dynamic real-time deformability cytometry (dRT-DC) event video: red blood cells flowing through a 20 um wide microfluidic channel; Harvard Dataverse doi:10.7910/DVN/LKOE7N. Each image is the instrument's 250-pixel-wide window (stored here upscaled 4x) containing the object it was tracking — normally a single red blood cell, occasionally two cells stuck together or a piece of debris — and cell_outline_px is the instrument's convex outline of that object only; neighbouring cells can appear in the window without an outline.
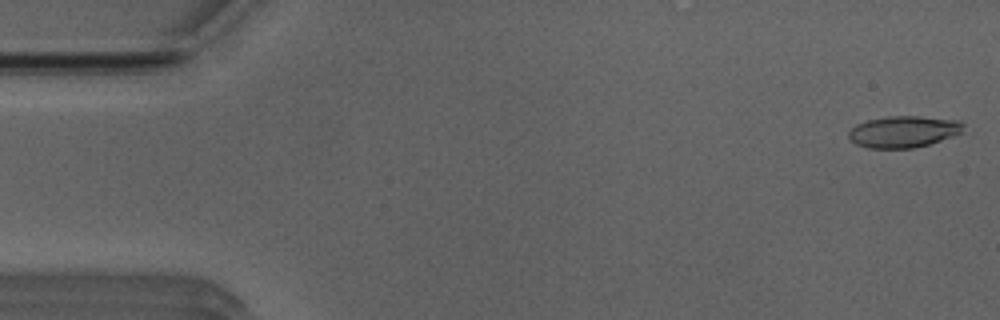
{"species": "Egyptian fruit bat (a non-hibernating species)", "species_latin": "Rousettus aegyptiacus", "temperature_condition": "room temperature", "stored_images_in_passage": 14, "camera_frame_rate_fps": 3000, "um_per_image_px": 0.085, "animal": {"sex": "male"}, "frame": {"image": 1, "passage_image": 1, "time_ms": 0.0, "image_size_px": [1000, 320], "cell_outline_px": [[964, 124], [960, 132], [952, 136], [928, 144], [912, 148], [868, 148], [856, 144], [848, 136], [848, 132], [856, 124], [868, 120], [888, 116], [920, 116], [960, 120]], "centroid_in_image_um": [76.78, 11.18], "position_along_channel_um": 8.2, "area_um2": 20.92}}